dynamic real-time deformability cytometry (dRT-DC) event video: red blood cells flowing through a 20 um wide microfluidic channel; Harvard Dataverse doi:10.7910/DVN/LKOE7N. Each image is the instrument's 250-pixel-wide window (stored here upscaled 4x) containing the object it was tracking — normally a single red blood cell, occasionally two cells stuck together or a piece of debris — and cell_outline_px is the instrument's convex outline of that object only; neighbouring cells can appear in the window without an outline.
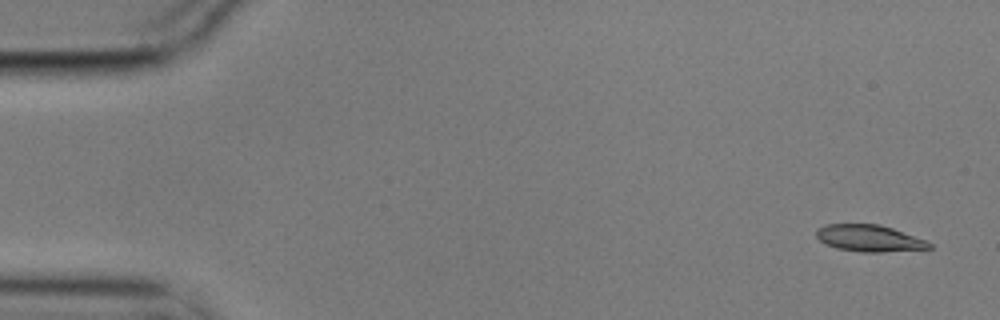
{"species": "common noctule bat (a hibernating species)", "species_latin": "Nyctalus noctula", "temperature_condition": "cold", "stored_images_in_passage": 6, "camera_frame_rate_fps": 3000, "um_per_image_px": 0.085, "animal": {"sex": "male", "body_mass_g": 17.9}, "frame": {"image": 1, "passage_image": 1, "time_ms": 0.0, "image_size_px": [1000, 320], "cell_outline_px": [[932, 248], [880, 252], [860, 252], [836, 248], [824, 244], [816, 236], [816, 228], [828, 224], [880, 224], [928, 240], [932, 244]], "centroid_in_image_um": [73.88, 20.25], "position_along_channel_um": 11.1, "area_um2": 17.69}}
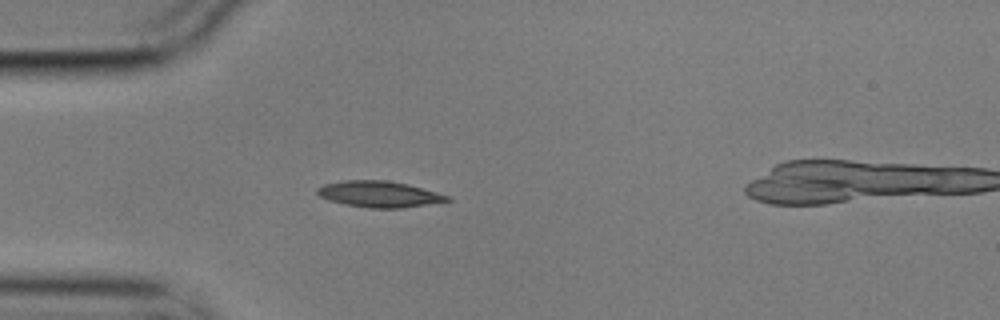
{"frame": {"image": 2, "passage_image": 5, "time_ms": 1.333, "image_size_px": [1000, 320], "cell_outline_px": [[452, 200], [400, 208], [368, 208], [344, 204], [328, 200], [320, 196], [316, 192], [316, 188], [324, 184], [344, 180], [384, 180], [408, 184], [452, 196]], "centroid_in_image_um": [32.22, 16.5], "position_along_channel_um": 52.8, "area_um2": 19.83}}